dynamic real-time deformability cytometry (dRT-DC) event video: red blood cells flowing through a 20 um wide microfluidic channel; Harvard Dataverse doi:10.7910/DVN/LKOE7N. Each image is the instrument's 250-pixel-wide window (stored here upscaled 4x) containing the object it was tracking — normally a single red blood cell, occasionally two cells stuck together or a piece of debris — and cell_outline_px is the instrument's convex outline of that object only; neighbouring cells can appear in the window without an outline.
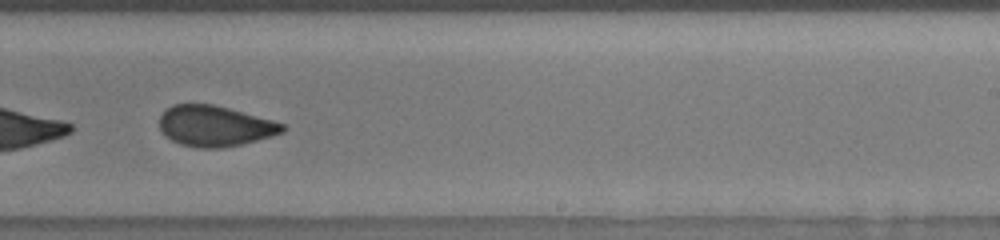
{"species": "human", "species_latin": "Homo sapiens", "temperature_condition": "room temperature", "stored_images_in_passage": 41, "segment_of_instrument_passage": [2, 2], "camera_frame_rate_fps": 3000, "um_per_image_px": 0.085, "donor": {"sex": "male"}, "frame": {"image": 1, "passage_image": 28, "time_ms": 11.0, "image_size_px": [1000, 240], "cell_outline_px": [[284, 132], [272, 136], [240, 144], [220, 148], [200, 148], [180, 144], [164, 136], [160, 128], [160, 116], [172, 104], [212, 104], [228, 108], [272, 120], [284, 124]], "centroid_in_image_um": [18.24, 10.71], "position_along_channel_um": 270.8, "area_um2": 28.9}}
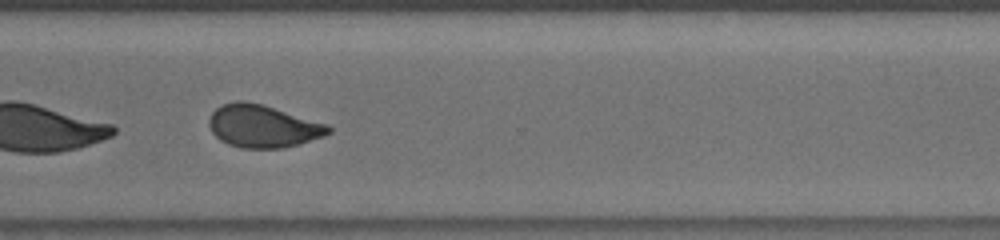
{"frame": {"image": 2, "passage_image": 32, "time_ms": 13.0, "image_size_px": [1000, 240], "cell_outline_px": [[332, 132], [324, 136], [284, 148], [240, 148], [228, 144], [220, 140], [212, 132], [208, 124], [208, 120], [212, 112], [216, 108], [224, 104], [236, 100], [244, 100], [264, 104], [328, 124], [332, 128]], "centroid_in_image_um": [22.35, 10.71], "position_along_channel_um": 348.3, "area_um2": 29.88}}